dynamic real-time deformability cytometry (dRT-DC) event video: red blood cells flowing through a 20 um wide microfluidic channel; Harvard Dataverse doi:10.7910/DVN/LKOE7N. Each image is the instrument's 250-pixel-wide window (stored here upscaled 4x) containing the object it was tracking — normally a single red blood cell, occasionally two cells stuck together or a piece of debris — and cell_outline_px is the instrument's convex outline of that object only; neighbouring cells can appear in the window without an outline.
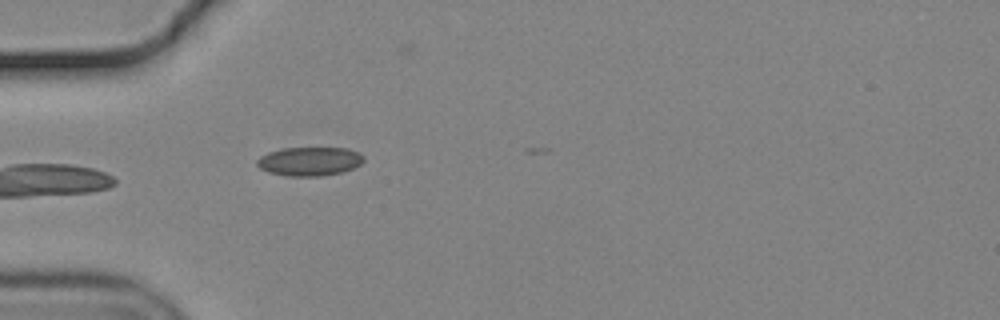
{"species": "common noctule bat (a hibernating species)", "species_latin": "Nyctalus noctula", "temperature_condition": "cold", "stored_images_in_passage": 2, "camera_frame_rate_fps": 3000, "um_per_image_px": 0.085, "animal": {"sex": "male", "body_mass_g": 19.2, "forearm_length_mm": 51.8}, "frame": {"image": 1, "passage_image": 1, "time_ms": 0.0, "image_size_px": [1000, 320], "cell_outline_px": [[364, 160], [360, 164], [344, 172], [320, 176], [288, 176], [268, 172], [260, 168], [256, 164], [256, 160], [260, 156], [268, 152], [284, 148], [348, 148], [364, 156]], "centroid_in_image_um": [26.29, 13.71], "position_along_channel_um": 58.7, "area_um2": 17.92}}